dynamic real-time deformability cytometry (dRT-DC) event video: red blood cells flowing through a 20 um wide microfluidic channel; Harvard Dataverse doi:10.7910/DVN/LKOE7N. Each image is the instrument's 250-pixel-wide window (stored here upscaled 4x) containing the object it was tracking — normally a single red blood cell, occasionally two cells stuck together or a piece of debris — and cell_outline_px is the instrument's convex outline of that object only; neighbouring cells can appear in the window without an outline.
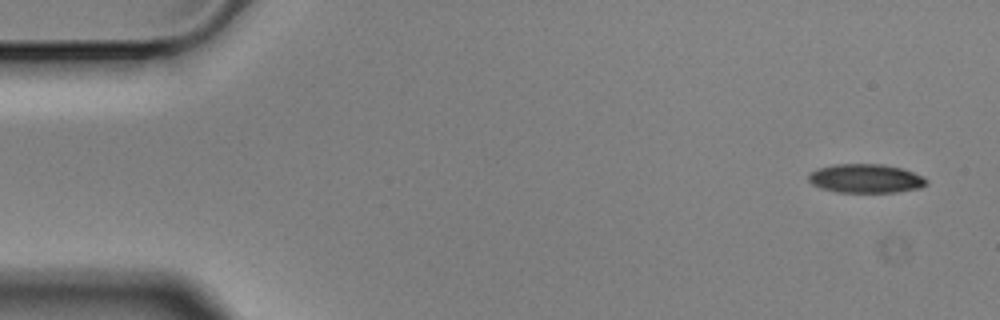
{"species": "Egyptian fruit bat (a non-hibernating species)", "species_latin": "Rousettus aegyptiacus", "temperature_condition": "cold", "stored_images_in_passage": 54, "camera_frame_rate_fps": 3000, "um_per_image_px": 0.085, "animal": {"sex": "male"}, "frame": {"image": 1, "passage_image": 1, "time_ms": 0.0, "image_size_px": [1000, 320], "cell_outline_px": [[928, 184], [920, 188], [896, 192], [836, 192], [820, 188], [812, 184], [808, 180], [808, 172], [816, 168], [836, 164], [884, 164], [900, 168], [924, 176], [928, 180]], "centroid_in_image_um": [73.56, 15.17], "position_along_channel_um": 11.4, "area_um2": 20.06}}
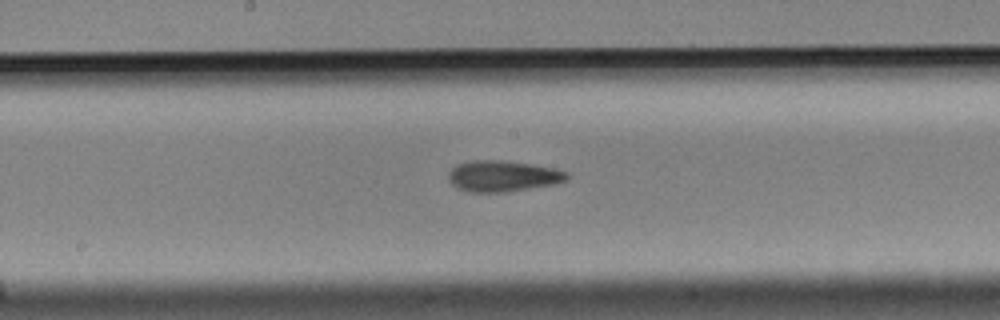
{"frame": {"image": 2, "passage_image": 27, "time_ms": 8.667, "image_size_px": [1000, 320], "cell_outline_px": [[568, 180], [556, 184], [504, 192], [468, 192], [452, 184], [448, 176], [448, 172], [456, 164], [472, 160], [504, 160], [532, 164], [556, 168], [568, 172]], "centroid_in_image_um": [42.77, 14.95], "position_along_channel_um": 205.4, "area_um2": 21.56}}
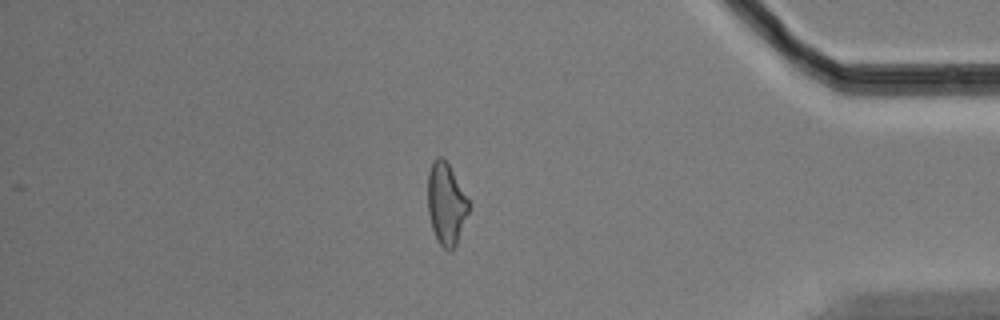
{"frame": {"image": 3, "passage_image": 46, "time_ms": 15.0, "image_size_px": [1000, 320], "cell_outline_px": [[472, 204], [456, 244], [452, 252], [448, 252], [436, 240], [432, 228], [428, 212], [428, 172], [432, 160], [436, 156], [440, 156], [448, 164]], "centroid_in_image_um": [37.93, 17.34], "position_along_channel_um": 397.3, "area_um2": 19.77}, "authors_computed_cell_mechanics": {"area_um2": 20.4612, "velocity_mm_per_s": 3.563, "shape_relaxation_time_tau1_ms": 5.5768, "shape_relaxation_time_tau2_ms": 6.0869, "deformation_change_tau1": 0.159, "deformation_change_tau2": 0.1695}}